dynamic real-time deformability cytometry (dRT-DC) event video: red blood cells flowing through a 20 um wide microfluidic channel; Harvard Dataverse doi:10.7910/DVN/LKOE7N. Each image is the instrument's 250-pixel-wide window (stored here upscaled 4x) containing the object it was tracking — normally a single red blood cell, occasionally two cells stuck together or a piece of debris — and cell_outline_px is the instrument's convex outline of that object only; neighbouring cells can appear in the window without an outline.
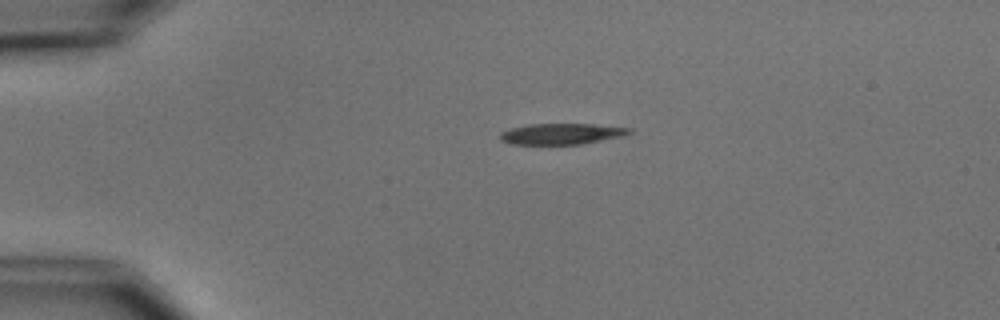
{"species": "common noctule bat (a hibernating species)", "species_latin": "Nyctalus noctula", "temperature_condition": "cold", "stored_images_in_passage": 3, "camera_frame_rate_fps": 3000, "um_per_image_px": 0.085, "animal": {"sex": "male", "body_mass_g": 15.6}, "frame": {"image": 1, "passage_image": 2, "time_ms": 1.0, "image_size_px": [1000, 320], "cell_outline_px": [[632, 132], [620, 136], [580, 144], [512, 144], [500, 140], [500, 132], [512, 128], [528, 124], [592, 124], [632, 128]], "centroid_in_image_um": [47.69, 11.37], "position_along_channel_um": 37.3, "area_um2": 15.55}}